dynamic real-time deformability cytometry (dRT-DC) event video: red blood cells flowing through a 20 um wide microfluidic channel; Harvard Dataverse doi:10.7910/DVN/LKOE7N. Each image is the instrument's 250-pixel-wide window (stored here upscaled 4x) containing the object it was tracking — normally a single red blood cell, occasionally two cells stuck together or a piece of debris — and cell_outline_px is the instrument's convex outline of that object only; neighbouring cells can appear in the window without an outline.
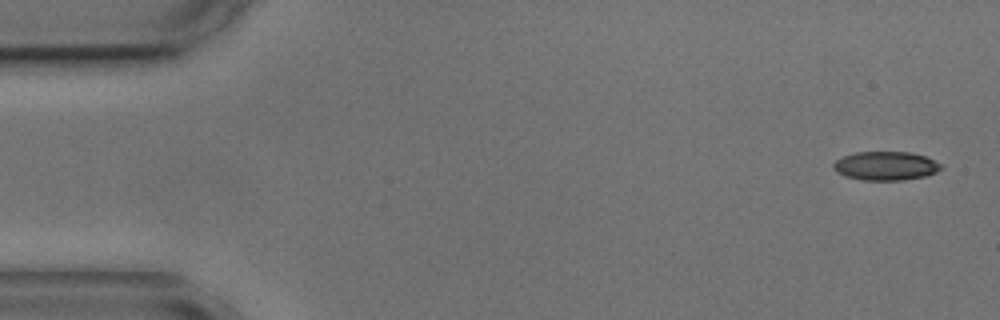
{"species": "common noctule bat (a hibernating species)", "species_latin": "Nyctalus noctula", "temperature_condition": "cold", "stored_images_in_passage": 5, "camera_frame_rate_fps": 3000, "um_per_image_px": 0.085, "animal": {"sex": "male", "body_mass_g": 17.9, "forearm_length_mm": 54.2}, "frame": {"image": 1, "passage_image": 1, "time_ms": 0.0, "image_size_px": [1000, 320], "cell_outline_px": [[944, 168], [936, 172], [924, 176], [904, 180], [864, 180], [844, 176], [836, 172], [832, 168], [832, 164], [836, 160], [844, 156], [856, 152], [908, 152], [924, 156], [940, 164]], "centroid_in_image_um": [75.25, 14.1], "position_along_channel_um": 9.8, "area_um2": 17.98}}
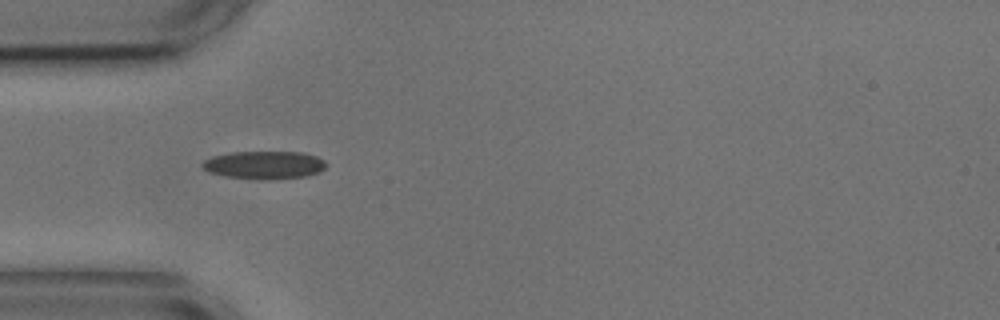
{"frame": {"image": 2, "passage_image": 4, "time_ms": 4.667, "image_size_px": [1000, 320], "cell_outline_px": [[328, 164], [320, 172], [304, 176], [268, 180], [264, 180], [228, 176], [212, 172], [204, 168], [200, 164], [204, 160], [212, 156], [232, 152], [304, 152], [316, 156], [324, 160]], "centroid_in_image_um": [22.51, 14.01], "position_along_channel_um": 62.5, "area_um2": 20.06}}